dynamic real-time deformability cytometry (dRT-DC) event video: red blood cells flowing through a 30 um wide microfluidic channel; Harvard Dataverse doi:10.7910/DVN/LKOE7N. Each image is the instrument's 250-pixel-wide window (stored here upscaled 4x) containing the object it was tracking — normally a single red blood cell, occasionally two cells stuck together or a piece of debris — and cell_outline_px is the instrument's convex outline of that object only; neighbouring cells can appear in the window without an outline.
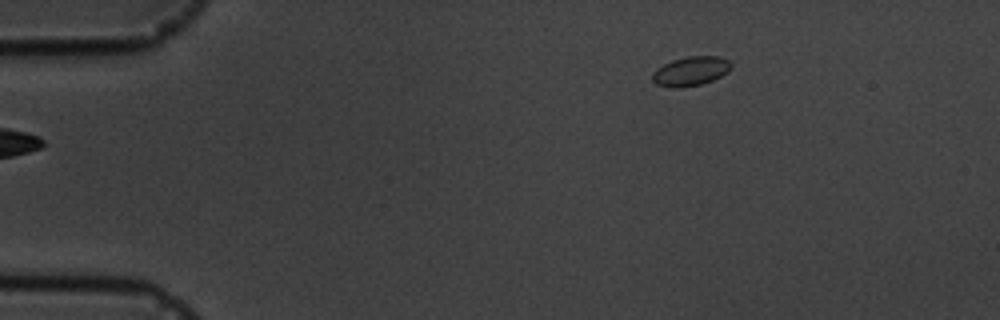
{"species": "common noctule bat (a hibernating species)", "species_latin": "Nyctalus noctula", "temperature_condition": "cold", "stored_images_in_passage": 3, "camera_frame_rate_fps": 3000, "um_per_image_px": 0.085, "animal": {"sex": "male", "body_mass_g": 19.5, "forearm_length_mm": 54.6}, "frame": {"image": 1, "passage_image": 3, "time_ms": 2.333, "image_size_px": [1000, 320], "cell_outline_px": [[732, 68], [728, 72], [712, 80], [700, 84], [680, 88], [672, 88], [656, 84], [652, 80], [652, 72], [656, 68], [672, 60], [688, 56], [720, 56], [728, 60], [732, 64]], "centroid_in_image_um": [58.7, 6.04], "position_along_channel_um": 26.3, "area_um2": 13.53}}